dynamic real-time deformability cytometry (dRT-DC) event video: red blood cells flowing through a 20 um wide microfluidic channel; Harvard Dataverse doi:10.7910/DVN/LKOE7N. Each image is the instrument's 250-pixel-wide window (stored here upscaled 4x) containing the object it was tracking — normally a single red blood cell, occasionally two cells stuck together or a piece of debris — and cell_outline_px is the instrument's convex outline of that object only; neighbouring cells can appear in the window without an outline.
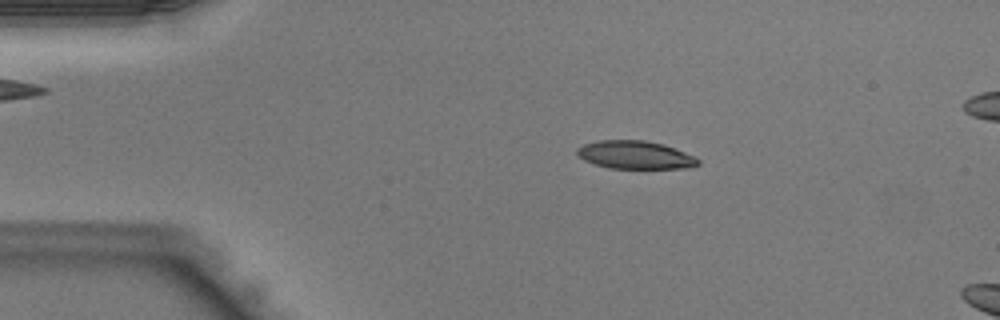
{"species": "Egyptian fruit bat (a non-hibernating species)", "species_latin": "Rousettus aegyptiacus", "temperature_condition": "warm", "stored_images_in_passage": 10, "camera_frame_rate_fps": 3000, "um_per_image_px": 0.085, "animal": {"sex": "male"}, "frame": {"image": 1, "passage_image": 6, "time_ms": 1.667, "image_size_px": [1000, 320], "cell_outline_px": [[700, 164], [692, 168], [608, 168], [584, 160], [576, 156], [576, 148], [584, 144], [600, 140], [644, 140], [664, 144], [696, 156], [700, 160]], "centroid_in_image_um": [54.01, 13.17], "position_along_channel_um": 31.0, "area_um2": 20.0}}